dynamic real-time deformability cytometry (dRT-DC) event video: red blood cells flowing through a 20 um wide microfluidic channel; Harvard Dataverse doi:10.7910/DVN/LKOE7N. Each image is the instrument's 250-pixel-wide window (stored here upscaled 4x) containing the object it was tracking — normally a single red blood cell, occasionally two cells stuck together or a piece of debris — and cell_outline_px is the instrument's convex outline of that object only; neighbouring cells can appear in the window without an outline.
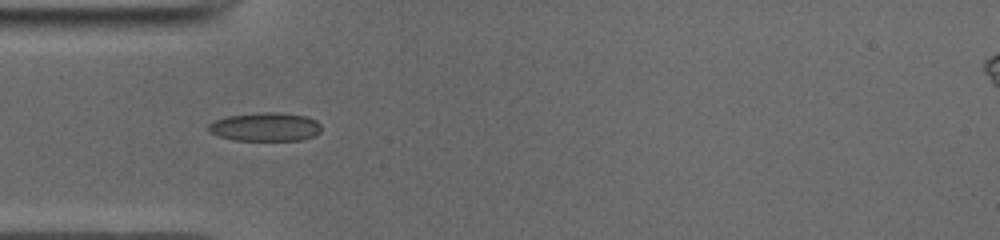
{"species": "common noctule bat (a hibernating species)", "species_latin": "Nyctalus noctula", "temperature_condition": "cold", "stored_images_in_passage": 31, "camera_frame_rate_fps": 3000, "um_per_image_px": 0.085, "animal": {"sex": "male", "body_mass_g": 19.0, "forearm_length_mm": 50.8}, "frame": {"image": 1, "passage_image": 1, "time_ms": 0.0, "image_size_px": [1000, 240], "cell_outline_px": [[320, 132], [312, 136], [300, 140], [232, 140], [208, 132], [208, 124], [216, 120], [228, 116], [256, 112], [276, 112], [304, 116], [316, 120], [320, 124]], "centroid_in_image_um": [22.52, 10.78], "position_along_channel_um": 62.5, "area_um2": 18.73}}
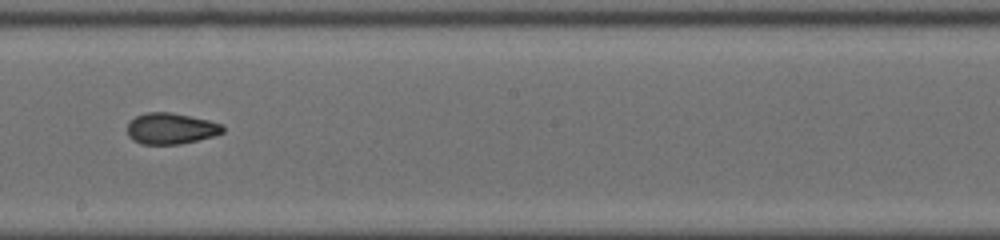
{"frame": {"image": 2, "passage_image": 14, "time_ms": 4.333, "image_size_px": [1000, 240], "cell_outline_px": [[224, 132], [216, 136], [180, 144], [140, 144], [132, 140], [128, 136], [128, 124], [136, 116], [144, 112], [172, 112], [208, 120], [220, 124], [224, 128]], "centroid_in_image_um": [14.52, 10.93], "position_along_channel_um": 233.7, "area_um2": 17.4}}
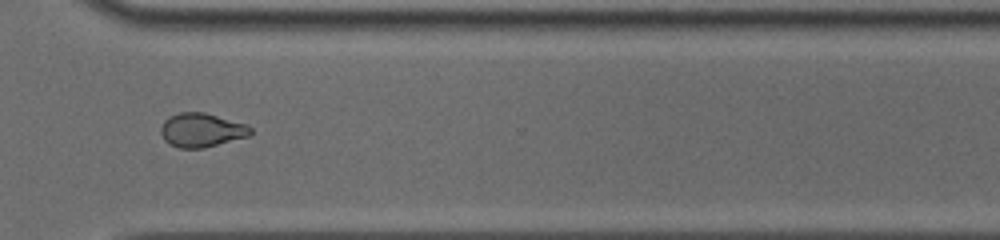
{"frame": {"image": 3, "passage_image": 23, "time_ms": 7.333, "image_size_px": [1000, 240], "cell_outline_px": [[252, 132], [248, 136], [204, 148], [180, 148], [164, 140], [160, 132], [160, 128], [164, 120], [180, 112], [204, 112], [248, 124], [252, 128]], "centroid_in_image_um": [17.15, 11.05], "position_along_channel_um": 353.5, "area_um2": 17.69}, "authors_computed_cell_mechanics": {"area_um2": 18.0914, "velocity_mm_per_s": 3.9702, "shape_relaxation_time_tau1_ms": 3.2966, "shape_relaxation_time_tau2_ms": 2.1746, "deformation_change_tau1": 0.1387, "deformation_change_tau2": 0.081}}